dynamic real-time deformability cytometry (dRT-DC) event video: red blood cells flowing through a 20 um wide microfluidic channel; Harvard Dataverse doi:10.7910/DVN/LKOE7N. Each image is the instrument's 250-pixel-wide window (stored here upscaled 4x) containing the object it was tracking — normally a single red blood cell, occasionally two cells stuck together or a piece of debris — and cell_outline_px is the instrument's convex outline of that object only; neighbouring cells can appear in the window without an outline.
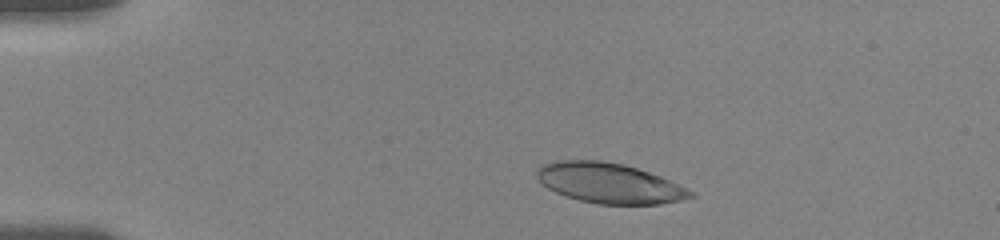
{"species": "human", "species_latin": "Homo sapiens", "temperature_condition": "room temperature", "stored_images_in_passage": 39, "camera_frame_rate_fps": 3000, "um_per_image_px": 0.085, "donor": {"sex": "female"}, "frame": {"image": 1, "passage_image": 5, "time_ms": 1.333, "image_size_px": [1000, 240], "cell_outline_px": [[696, 196], [680, 200], [660, 204], [600, 204], [580, 200], [564, 196], [548, 188], [536, 176], [536, 168], [544, 164], [556, 160], [600, 160], [624, 164], [660, 176], [696, 192]], "centroid_in_image_um": [51.79, 15.56], "position_along_channel_um": 33.2, "area_um2": 35.89}}
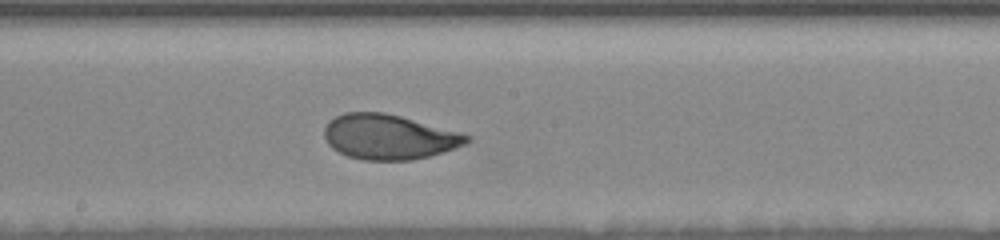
{"frame": {"image": 2, "passage_image": 23, "time_ms": 7.333, "image_size_px": [1000, 240], "cell_outline_px": [[472, 140], [464, 144], [428, 156], [412, 160], [364, 160], [348, 156], [332, 148], [328, 144], [324, 136], [324, 128], [328, 120], [344, 112], [384, 112], [400, 116], [460, 132], [472, 136]], "centroid_in_image_um": [33.02, 11.62], "position_along_channel_um": 215.2, "area_um2": 37.17}}
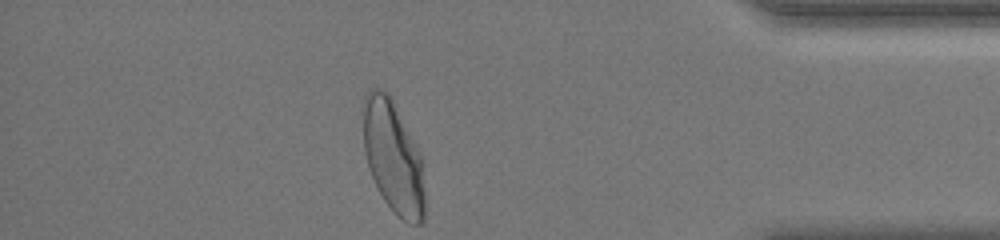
{"frame": {"image": 3, "passage_image": 39, "time_ms": 12.667, "image_size_px": [1000, 240], "cell_outline_px": [[424, 220], [420, 224], [412, 224], [396, 216], [384, 200], [368, 168], [364, 152], [360, 108], [364, 96], [372, 88], [380, 88], [388, 92], [420, 156], [424, 192]], "centroid_in_image_um": [33.34, 13.32], "position_along_channel_um": 401.9, "area_um2": 40.23}, "authors_computed_cell_mechanics": {"area_um2": 37.2232, "velocity_mm_per_s": 3.6219, "shape_relaxation_time_tau1_ms": 3.5767, "shape_relaxation_time_tau2_ms": null, "deformation_change_tau1": 0.1652, "deformation_change_tau2": null}}